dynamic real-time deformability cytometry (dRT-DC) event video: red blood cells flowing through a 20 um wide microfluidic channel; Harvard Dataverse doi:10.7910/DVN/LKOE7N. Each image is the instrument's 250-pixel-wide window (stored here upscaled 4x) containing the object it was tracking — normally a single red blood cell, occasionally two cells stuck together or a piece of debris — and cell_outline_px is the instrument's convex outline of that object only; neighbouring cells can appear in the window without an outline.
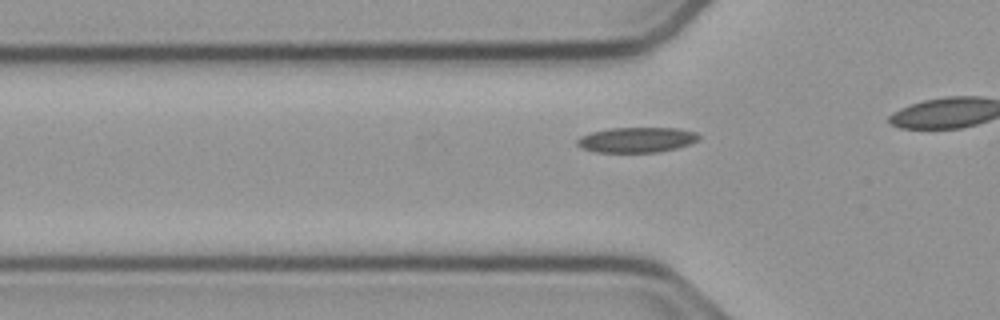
{"species": "common noctule bat (a hibernating species)", "species_latin": "Nyctalus noctula", "temperature_condition": "cold", "stored_images_in_passage": 23, "camera_frame_rate_fps": 3000, "um_per_image_px": 0.085, "animal": {"sex": "male", "body_mass_g": 23.1, "forearm_length_mm": 52.7}, "frame": {"image": 1, "passage_image": 14, "time_ms": 4.333, "image_size_px": [1000, 320], "cell_outline_px": [[700, 136], [696, 140], [688, 144], [676, 148], [656, 152], [596, 152], [584, 148], [576, 144], [576, 140], [580, 136], [592, 132], [608, 128], [676, 128], [696, 132]], "centroid_in_image_um": [54.09, 11.88], "position_along_channel_um": 71.7, "area_um2": 17.69}}
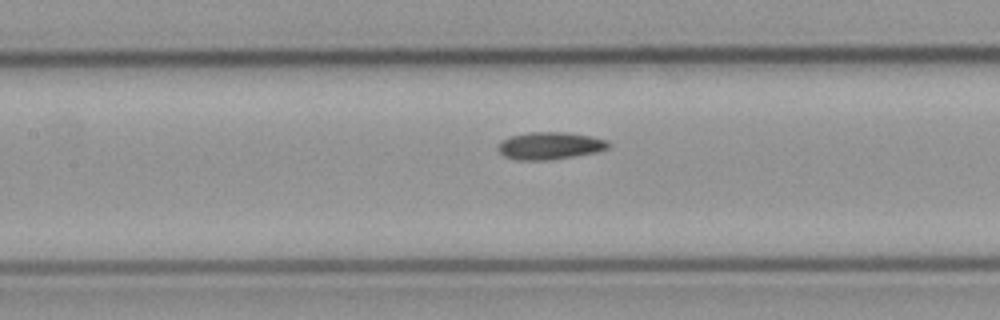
{"frame": {"image": 2, "passage_image": 21, "time_ms": 6.667, "image_size_px": [1000, 320], "cell_outline_px": [[612, 144], [608, 148], [596, 152], [552, 160], [516, 160], [504, 156], [496, 148], [504, 140], [512, 136], [528, 132], [568, 132], [592, 136], [608, 140]], "centroid_in_image_um": [46.79, 12.39], "position_along_channel_um": 160.6, "area_um2": 17.69}}